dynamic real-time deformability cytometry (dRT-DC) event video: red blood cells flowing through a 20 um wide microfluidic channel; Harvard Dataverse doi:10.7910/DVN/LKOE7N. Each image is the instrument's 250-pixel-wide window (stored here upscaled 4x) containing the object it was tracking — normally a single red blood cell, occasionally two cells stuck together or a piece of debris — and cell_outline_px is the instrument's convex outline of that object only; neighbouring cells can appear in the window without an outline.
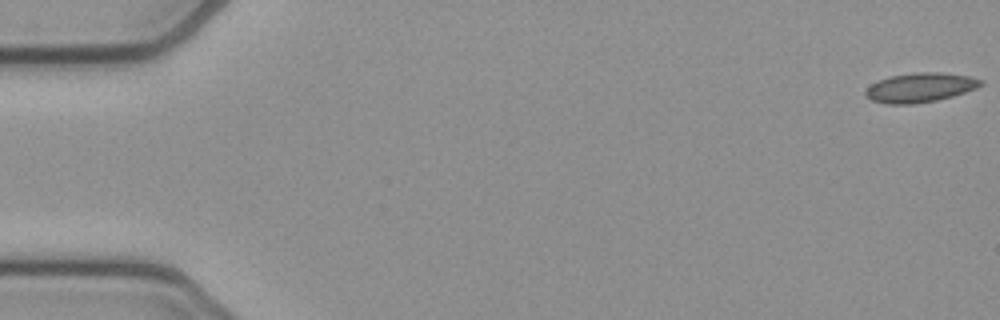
{"species": "common noctule bat (a hibernating species)", "species_latin": "Nyctalus noctula", "temperature_condition": "cold", "stored_images_in_passage": 26, "camera_frame_rate_fps": 3000, "um_per_image_px": 0.085, "animal": {"sex": "female", "body_mass_g": 21.9}, "frame": {"image": 1, "passage_image": 1, "time_ms": 0.0, "image_size_px": [1000, 320], "cell_outline_px": [[984, 84], [976, 88], [952, 96], [936, 100], [912, 104], [888, 104], [872, 100], [864, 96], [864, 92], [872, 84], [880, 80], [892, 76], [916, 72], [940, 72], [968, 76], [984, 80]], "centroid_in_image_um": [78.23, 7.44], "position_along_channel_um": 6.8, "area_um2": 19.54}}
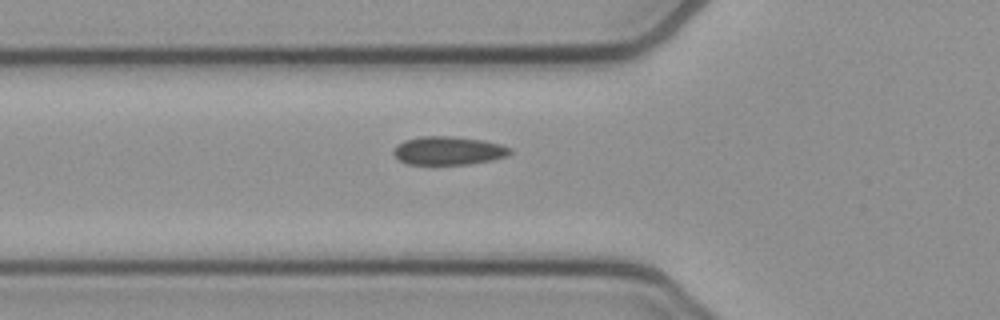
{"frame": {"image": 2, "passage_image": 19, "time_ms": 6.0, "image_size_px": [1000, 320], "cell_outline_px": [[512, 152], [508, 156], [492, 160], [472, 164], [408, 164], [400, 160], [392, 152], [396, 144], [404, 140], [424, 136], [452, 136], [484, 140], [500, 144], [512, 148]], "centroid_in_image_um": [38.14, 12.8], "position_along_channel_um": 87.7, "area_um2": 19.42}}
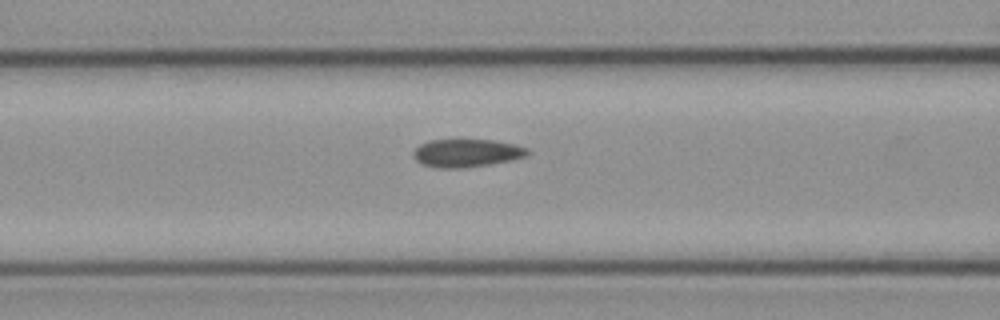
{"frame": {"image": 3, "passage_image": 22, "time_ms": 7.0, "image_size_px": [1000, 320], "cell_outline_px": [[532, 152], [528, 156], [512, 160], [464, 168], [436, 168], [420, 164], [412, 156], [412, 152], [420, 144], [428, 140], [460, 136], [496, 140], [516, 144], [528, 148]], "centroid_in_image_um": [39.66, 12.95], "position_along_channel_um": 126.9, "area_um2": 19.94}}